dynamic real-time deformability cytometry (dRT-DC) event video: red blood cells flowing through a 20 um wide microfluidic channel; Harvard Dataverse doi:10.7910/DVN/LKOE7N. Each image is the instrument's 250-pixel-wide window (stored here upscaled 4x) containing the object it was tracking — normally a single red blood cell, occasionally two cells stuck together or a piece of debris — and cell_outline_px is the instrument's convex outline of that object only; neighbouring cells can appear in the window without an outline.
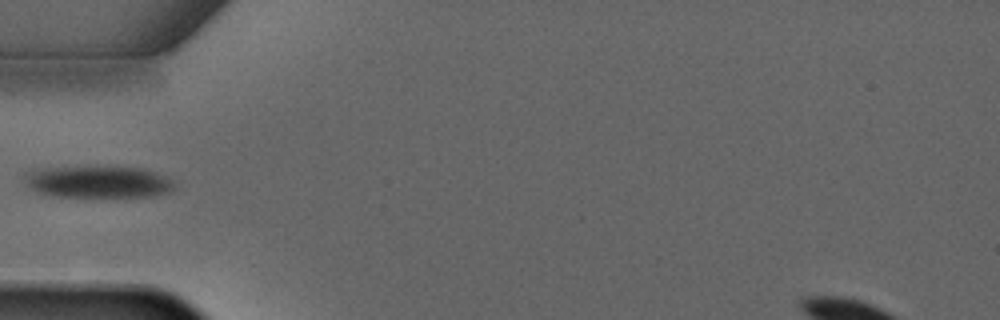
{"species": "common noctule bat (a hibernating species)", "species_latin": "Nyctalus noctula", "temperature_condition": "warm", "stored_images_in_passage": 3, "camera_frame_rate_fps": 3000, "um_per_image_px": 0.085, "animal": {"sex": "male", "forearm_length_mm": 52.5}, "frame": {"image": 1, "passage_image": 3, "time_ms": 3.667, "image_size_px": [1000, 320], "cell_outline_px": [[172, 188], [168, 192], [148, 196], [52, 196], [40, 192], [32, 188], [24, 180], [24, 172], [36, 168], [88, 164], [144, 168], [156, 172], [168, 180], [172, 184]], "centroid_in_image_um": [8.22, 15.39], "position_along_channel_um": 76.8, "area_um2": 28.38}}